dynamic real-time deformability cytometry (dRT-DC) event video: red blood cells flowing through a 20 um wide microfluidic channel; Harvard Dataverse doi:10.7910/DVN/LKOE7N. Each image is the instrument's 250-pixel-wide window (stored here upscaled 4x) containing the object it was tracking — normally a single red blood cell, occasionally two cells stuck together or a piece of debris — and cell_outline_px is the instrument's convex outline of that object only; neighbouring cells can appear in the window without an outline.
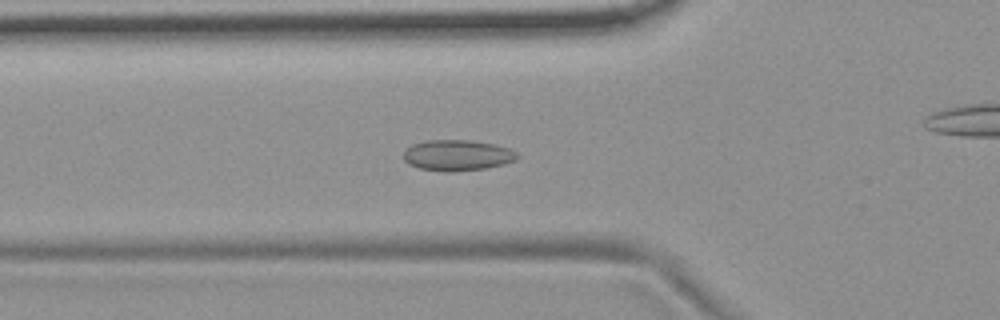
{"species": "common noctule bat (a hibernating species)", "species_latin": "Nyctalus noctula", "temperature_condition": "room temperature", "stored_images_in_passage": 46, "camera_frame_rate_fps": 3000, "um_per_image_px": 0.085, "animal": {"sex": "female", "body_mass_g": 19.9}, "frame": {"image": 1, "passage_image": 10, "time_ms": 3.0, "image_size_px": [1000, 320], "cell_outline_px": [[520, 156], [516, 160], [504, 164], [488, 168], [452, 172], [444, 172], [420, 168], [408, 164], [404, 160], [404, 152], [412, 144], [424, 140], [472, 140], [496, 144], [508, 148], [516, 152]], "centroid_in_image_um": [38.89, 13.2], "position_along_channel_um": 86.9, "area_um2": 20.69}}
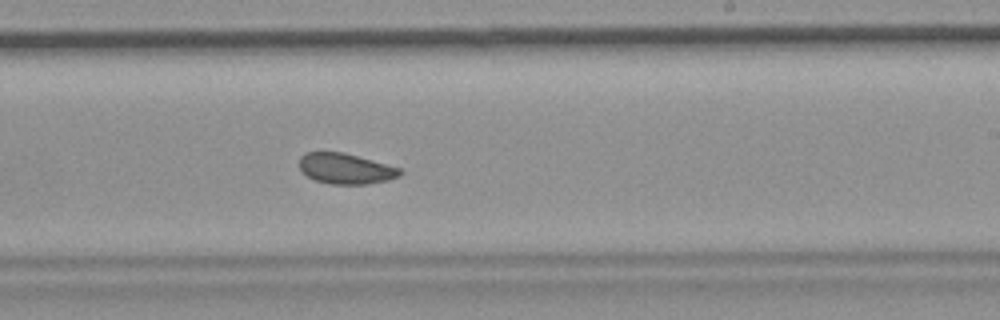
{"frame": {"image": 2, "passage_image": 24, "time_ms": 7.667, "image_size_px": [1000, 320], "cell_outline_px": [[404, 172], [400, 176], [388, 180], [364, 184], [332, 184], [316, 180], [300, 172], [300, 156], [304, 152], [344, 152], [400, 168]], "centroid_in_image_um": [29.37, 14.33], "position_along_channel_um": 259.6, "area_um2": 17.92}}
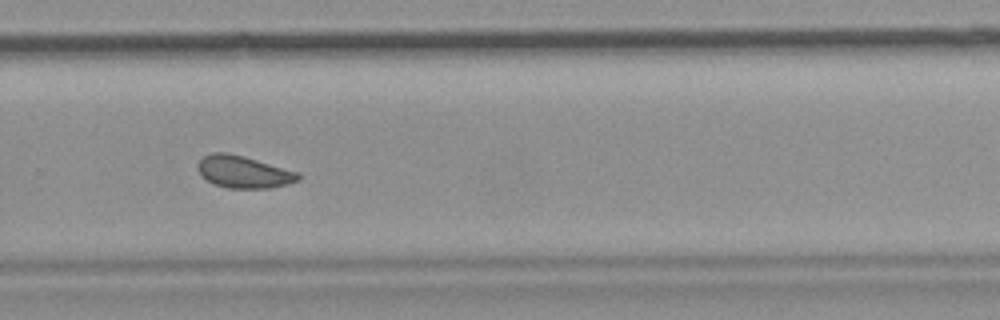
{"frame": {"image": 3, "passage_image": 28, "time_ms": 9.0, "image_size_px": [1000, 320], "cell_outline_px": [[300, 180], [288, 184], [272, 188], [228, 188], [212, 184], [196, 168], [196, 164], [204, 156], [212, 152], [228, 152], [244, 156], [300, 172]], "centroid_in_image_um": [20.73, 14.61], "position_along_channel_um": 309.1, "area_um2": 19.02}, "authors_computed_cell_mechanics": {"area_um2": 19.074, "velocity_mm_per_s": 3.7069, "shape_relaxation_time_tau1_ms": 7.2116, "shape_relaxation_time_tau2_ms": 2.8543, "deformation_change_tau1": 0.0758, "deformation_change_tau2": 0.0745}}